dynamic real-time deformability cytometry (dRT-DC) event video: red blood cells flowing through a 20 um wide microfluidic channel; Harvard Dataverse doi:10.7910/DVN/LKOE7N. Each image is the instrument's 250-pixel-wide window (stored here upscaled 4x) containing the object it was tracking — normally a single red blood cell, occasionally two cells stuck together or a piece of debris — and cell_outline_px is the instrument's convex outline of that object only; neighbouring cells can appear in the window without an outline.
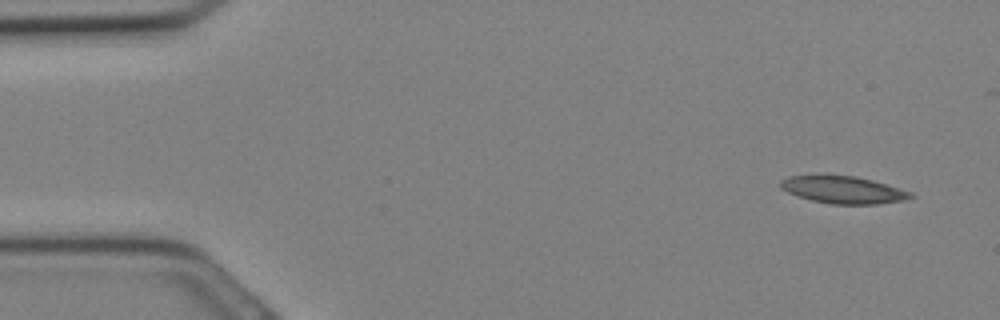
{"species": "Egyptian fruit bat (a non-hibernating species)", "species_latin": "Rousettus aegyptiacus", "temperature_condition": "cold", "stored_images_in_passage": 27, "camera_frame_rate_fps": 3000, "um_per_image_px": 0.085, "animal": {"sex": "female"}, "frame": {"image": 1, "passage_image": 2, "time_ms": 0.333, "image_size_px": [1000, 320], "cell_outline_px": [[912, 196], [908, 200], [876, 204], [828, 204], [812, 200], [788, 192], [780, 188], [780, 180], [788, 176], [856, 176], [872, 180], [912, 192]], "centroid_in_image_um": [71.69, 16.15], "position_along_channel_um": 13.3, "area_um2": 20.4}}
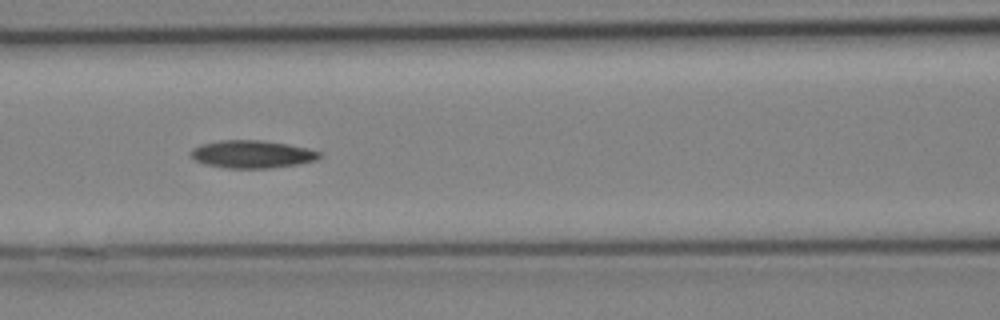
{"frame": {"image": 2, "passage_image": 13, "time_ms": 4.0, "image_size_px": [1000, 320], "cell_outline_px": [[324, 156], [316, 160], [300, 164], [272, 168], [224, 168], [204, 164], [196, 160], [188, 152], [192, 148], [200, 144], [220, 140], [260, 140], [288, 144], [308, 148], [324, 152]], "centroid_in_image_um": [21.47, 13.11], "position_along_channel_um": 145.1, "area_um2": 21.15}}
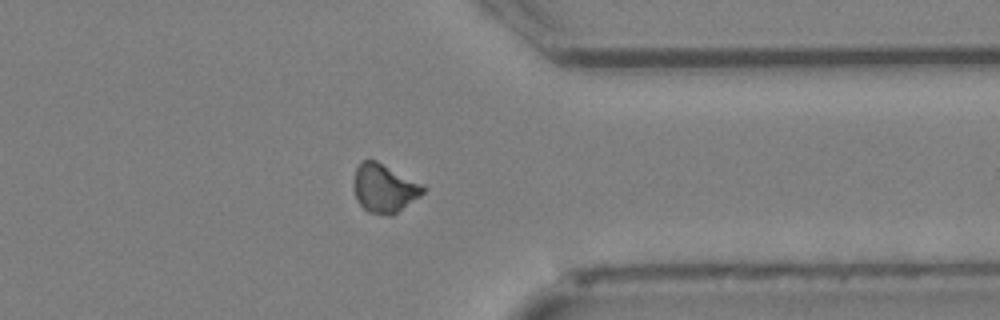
{"frame": {"image": 3, "passage_image": 24, "time_ms": 7.667, "image_size_px": [1000, 320], "cell_outline_px": [[428, 188], [420, 196], [392, 216], [388, 216], [368, 212], [356, 200], [352, 188], [352, 180], [356, 168], [360, 160], [376, 160], [424, 184]], "centroid_in_image_um": [32.64, 15.99], "position_along_channel_um": 378.8, "area_um2": 20.11}}